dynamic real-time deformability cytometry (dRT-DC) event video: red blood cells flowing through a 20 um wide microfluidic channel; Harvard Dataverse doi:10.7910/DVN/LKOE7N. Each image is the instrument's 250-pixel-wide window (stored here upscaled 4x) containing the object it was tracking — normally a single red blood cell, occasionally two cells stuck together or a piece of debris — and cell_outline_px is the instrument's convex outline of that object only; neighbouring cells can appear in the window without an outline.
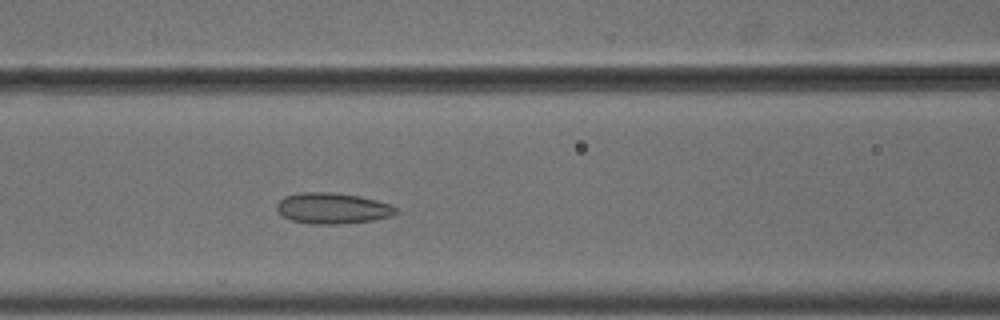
{"species": "common noctule bat (a hibernating species)", "species_latin": "Nyctalus noctula", "temperature_condition": "cold", "stored_images_in_passage": 6, "camera_frame_rate_fps": 3000, "um_per_image_px": 0.085, "animal": {"sex": "male", "body_mass_g": 18.8}, "frame": {"image": 1, "passage_image": 6, "time_ms": 1.667, "image_size_px": [1000, 320], "cell_outline_px": [[400, 212], [392, 216], [372, 220], [340, 224], [312, 224], [292, 220], [284, 216], [276, 208], [276, 204], [284, 196], [300, 192], [332, 192], [360, 196], [392, 204]], "centroid_in_image_um": [28.3, 17.69], "position_along_channel_um": 138.3, "area_um2": 21.56}}